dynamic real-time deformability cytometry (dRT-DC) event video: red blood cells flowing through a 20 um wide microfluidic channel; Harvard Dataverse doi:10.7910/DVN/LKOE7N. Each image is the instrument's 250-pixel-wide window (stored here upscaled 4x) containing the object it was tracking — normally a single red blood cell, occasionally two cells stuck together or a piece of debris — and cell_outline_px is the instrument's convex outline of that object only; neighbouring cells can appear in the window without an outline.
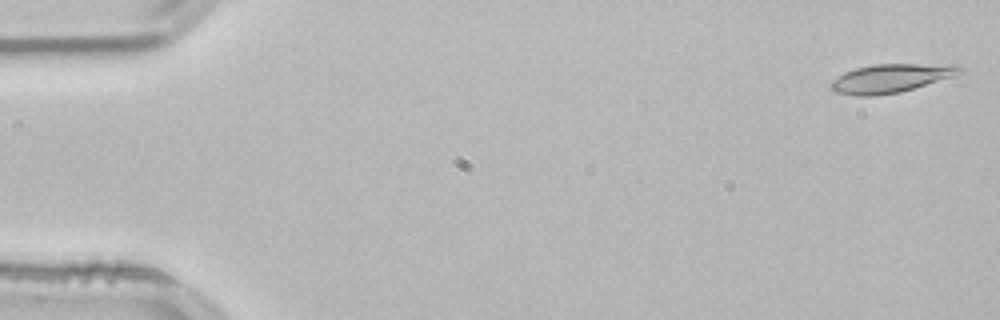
{"species": "common noctule bat (a hibernating species)", "species_latin": "Nyctalus noctula", "temperature_condition": "room temperature", "stored_images_in_passage": 52, "camera_frame_rate_fps": 3000, "um_per_image_px": 0.085, "animal": {"sex": "male", "body_mass_g": 21.5, "forearm_length_mm": 52.0}, "frame": {"image": 1, "passage_image": 1, "time_ms": 0.0, "image_size_px": [1000, 320], "cell_outline_px": [[964, 68], [960, 72], [900, 92], [872, 96], [856, 96], [832, 92], [828, 88], [828, 84], [836, 76], [844, 72], [856, 68], [876, 64], [960, 64]], "centroid_in_image_um": [75.59, 6.65], "position_along_channel_um": 9.4, "area_um2": 21.33}}
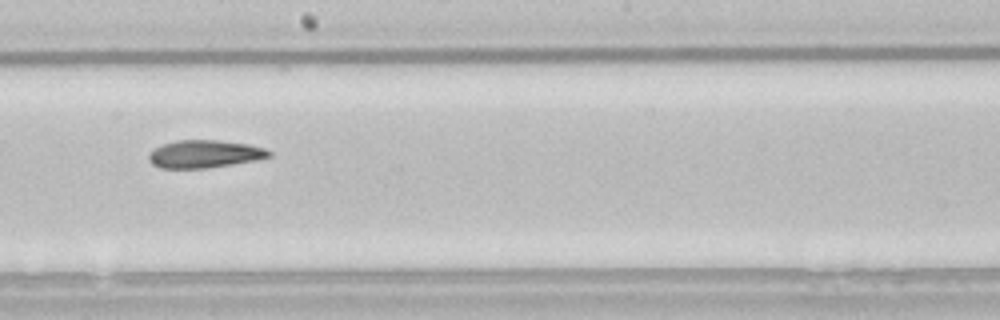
{"frame": {"image": 2, "passage_image": 29, "time_ms": 9.333, "image_size_px": [1000, 320], "cell_outline_px": [[272, 156], [256, 160], [208, 168], [160, 168], [152, 164], [148, 160], [148, 156], [156, 148], [164, 144], [176, 140], [220, 140], [248, 144], [264, 148], [272, 152]], "centroid_in_image_um": [17.41, 13.09], "position_along_channel_um": 230.8, "area_um2": 19.36}}
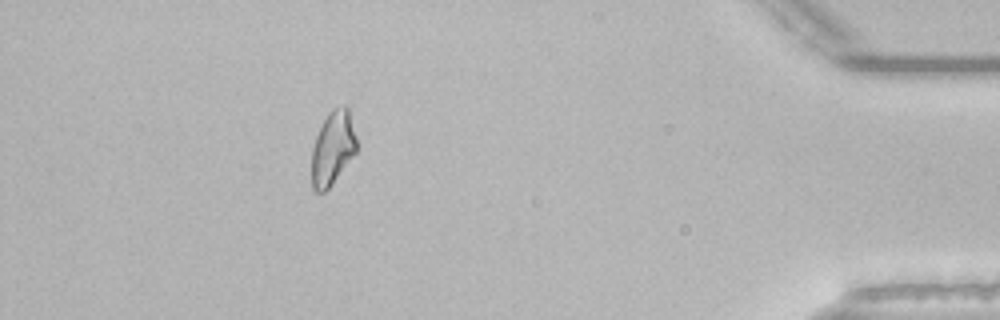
{"frame": {"image": 3, "passage_image": 47, "time_ms": 15.333, "image_size_px": [1000, 320], "cell_outline_px": [[356, 152], [332, 184], [324, 192], [316, 192], [312, 188], [312, 148], [316, 136], [328, 112], [332, 108], [340, 104], [344, 104], [348, 108], [356, 136]], "centroid_in_image_um": [28.28, 12.56], "position_along_channel_um": 406.9, "area_um2": 19.31}, "authors_computed_cell_mechanics": {"area_um2": 20.1144, "velocity_mm_per_s": 3.8279, "shape_relaxation_time_tau1_ms": null, "shape_relaxation_time_tau2_ms": 4.7367, "deformation_change_tau1": null, "deformation_change_tau2": 0.1274}}